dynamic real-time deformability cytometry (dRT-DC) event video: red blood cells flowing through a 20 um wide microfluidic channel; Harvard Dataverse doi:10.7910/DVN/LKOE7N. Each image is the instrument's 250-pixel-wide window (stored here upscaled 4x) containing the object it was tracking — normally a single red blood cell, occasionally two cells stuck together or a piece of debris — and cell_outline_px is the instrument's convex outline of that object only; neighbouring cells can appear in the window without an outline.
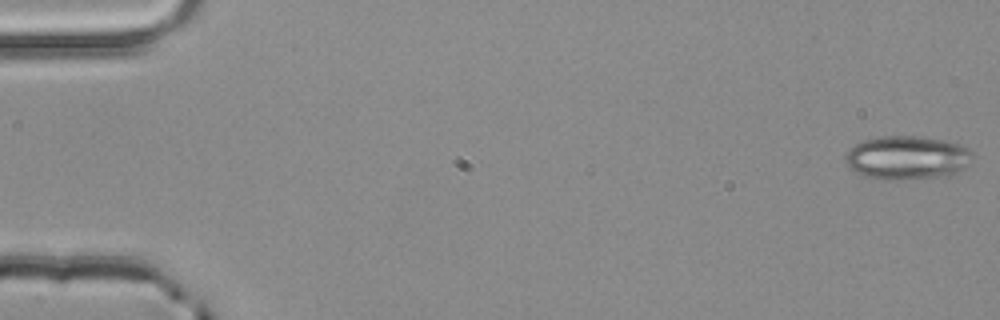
{"species": "common noctule bat (a hibernating species)", "species_latin": "Nyctalus noctula", "temperature_condition": "room temperature", "stored_images_in_passage": 4, "camera_frame_rate_fps": 3000, "um_per_image_px": 0.085, "animal": {"sex": "male", "body_mass_g": 20.4}, "frame": {"image": 1, "passage_image": 1, "time_ms": 0.0, "image_size_px": [1000, 320], "cell_outline_px": [[972, 156], [968, 164], [960, 172], [940, 176], [896, 180], [880, 180], [864, 176], [856, 172], [848, 164], [844, 156], [848, 148], [864, 140], [880, 136], [916, 136], [944, 140], [960, 144], [968, 148], [972, 152]], "centroid_in_image_um": [77.09, 13.4], "position_along_channel_um": 7.9, "area_um2": 32.37}}